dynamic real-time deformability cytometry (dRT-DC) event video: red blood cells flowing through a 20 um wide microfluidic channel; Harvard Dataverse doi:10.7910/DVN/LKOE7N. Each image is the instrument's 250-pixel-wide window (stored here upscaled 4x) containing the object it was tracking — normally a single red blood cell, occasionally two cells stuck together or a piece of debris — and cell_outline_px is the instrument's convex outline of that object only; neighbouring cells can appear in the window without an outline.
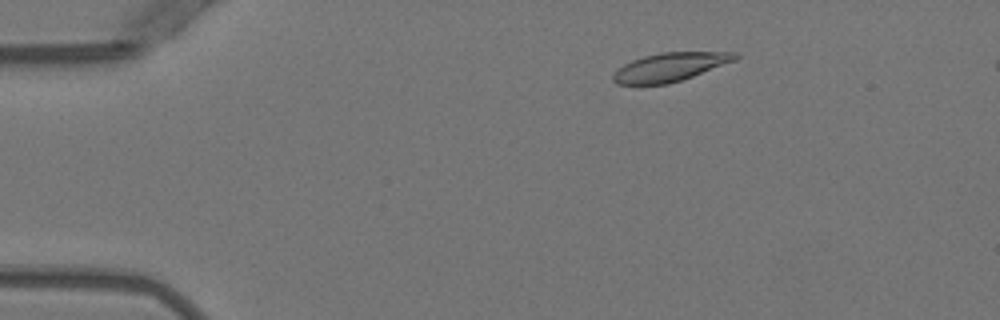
{"species": "Egyptian fruit bat (a non-hibernating species)", "species_latin": "Rousettus aegyptiacus", "temperature_condition": "warm", "stored_images_in_passage": 25, "camera_frame_rate_fps": 3000, "um_per_image_px": 0.085, "animal": {"sex": "female"}, "frame": {"image": 1, "passage_image": 8, "time_ms": 2.333, "image_size_px": [1000, 320], "cell_outline_px": [[740, 56], [736, 60], [692, 76], [668, 84], [616, 84], [612, 80], [612, 76], [624, 64], [632, 60], [644, 56], [660, 52], [736, 52]], "centroid_in_image_um": [56.96, 5.69], "position_along_channel_um": 28.0, "area_um2": 20.06}}
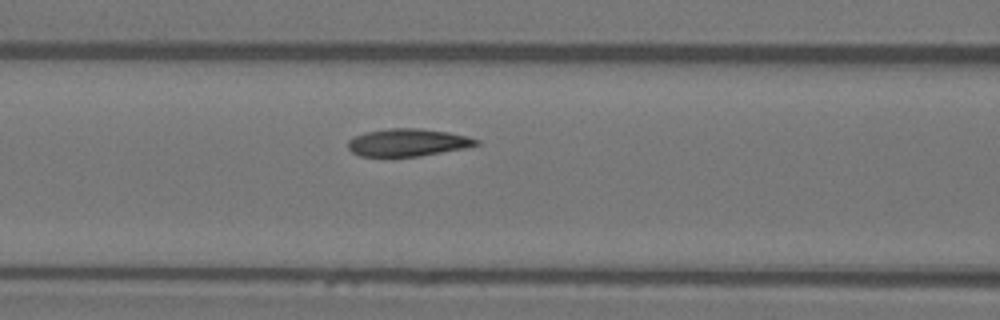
{"frame": {"image": 2, "passage_image": 21, "time_ms": 6.667, "image_size_px": [1000, 320], "cell_outline_px": [[480, 144], [464, 148], [420, 156], [360, 156], [352, 152], [348, 148], [348, 140], [364, 132], [388, 128], [420, 128], [448, 132], [468, 136], [480, 140]], "centroid_in_image_um": [34.67, 12.1], "position_along_channel_um": 131.9, "area_um2": 20.58}}
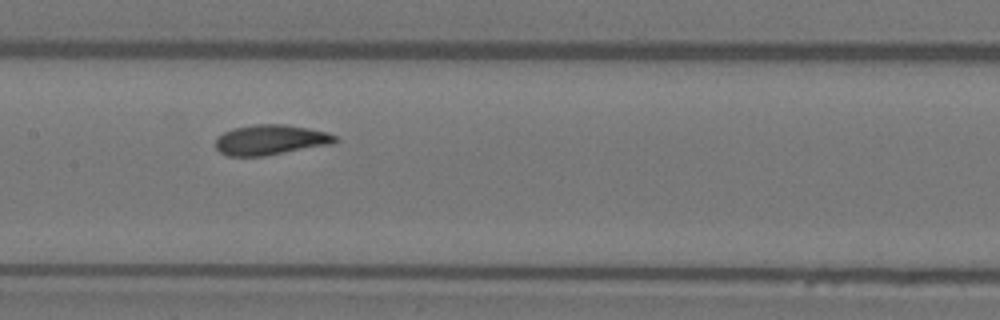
{"frame": {"image": 3, "passage_image": 25, "time_ms": 8.0, "image_size_px": [1000, 320], "cell_outline_px": [[340, 140], [332, 144], [264, 156], [228, 156], [220, 152], [216, 148], [216, 140], [224, 132], [232, 128], [256, 124], [284, 124], [308, 128], [328, 132], [336, 136]], "centroid_in_image_um": [23.02, 11.88], "position_along_channel_um": 184.4, "area_um2": 21.04}}